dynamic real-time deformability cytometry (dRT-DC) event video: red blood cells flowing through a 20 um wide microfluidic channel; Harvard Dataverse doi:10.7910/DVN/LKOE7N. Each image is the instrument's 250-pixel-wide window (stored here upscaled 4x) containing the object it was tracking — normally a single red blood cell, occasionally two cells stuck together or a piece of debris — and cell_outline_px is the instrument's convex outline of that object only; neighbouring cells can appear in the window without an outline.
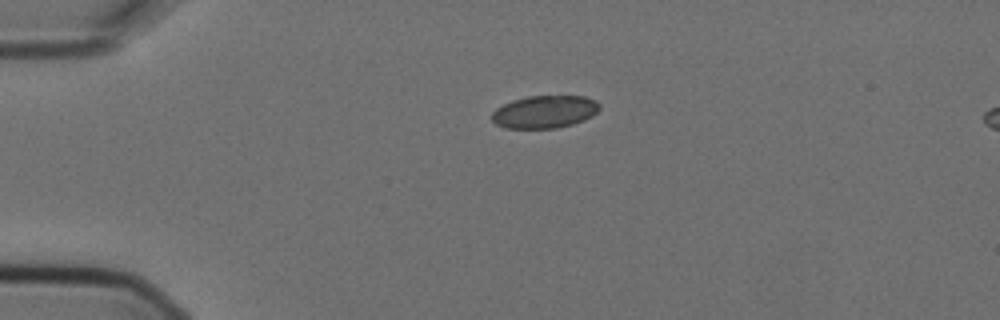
{"species": "Egyptian fruit bat (a non-hibernating species)", "species_latin": "Rousettus aegyptiacus", "temperature_condition": "cold", "stored_images_in_passage": 2, "camera_frame_rate_fps": 3000, "um_per_image_px": 0.085, "animal": {"sex": "female"}, "frame": {"image": 1, "passage_image": 1, "time_ms": 0.0, "image_size_px": [1000, 320], "cell_outline_px": [[600, 108], [592, 116], [584, 120], [572, 124], [556, 128], [504, 128], [496, 124], [492, 120], [492, 112], [496, 108], [512, 100], [528, 96], [584, 96], [596, 100], [600, 104]], "centroid_in_image_um": [46.3, 9.5], "position_along_channel_um": 38.7, "area_um2": 20.52}}